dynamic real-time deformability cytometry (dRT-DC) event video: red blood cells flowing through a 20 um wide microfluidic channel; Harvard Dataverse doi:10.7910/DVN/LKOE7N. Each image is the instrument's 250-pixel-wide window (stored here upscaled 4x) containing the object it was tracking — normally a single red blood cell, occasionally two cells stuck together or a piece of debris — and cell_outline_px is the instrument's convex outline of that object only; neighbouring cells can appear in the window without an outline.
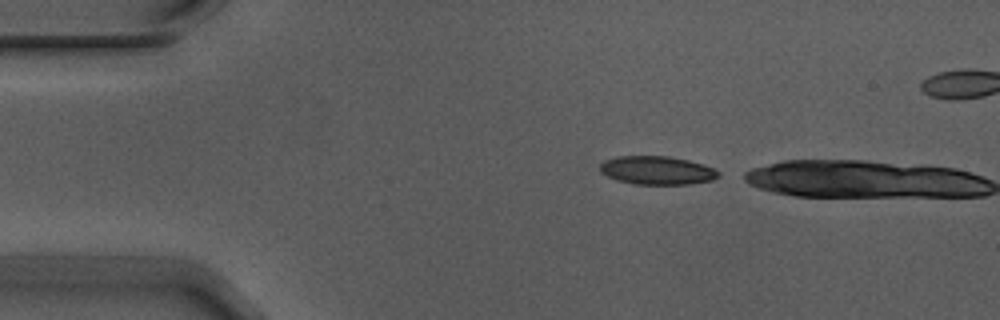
{"species": "Egyptian fruit bat (a non-hibernating species)", "species_latin": "Rousettus aegyptiacus", "temperature_condition": "warm", "stored_images_in_passage": 2, "camera_frame_rate_fps": 3000, "um_per_image_px": 0.085, "animal": {"sex": "male"}, "frame": {"image": 1, "passage_image": 1, "time_ms": 0.0, "image_size_px": [1000, 320], "cell_outline_px": [[720, 176], [712, 180], [688, 184], [636, 184], [616, 180], [600, 172], [600, 164], [604, 160], [616, 156], [668, 156], [688, 160], [704, 164], [720, 172]], "centroid_in_image_um": [55.84, 14.47], "position_along_channel_um": 29.2, "area_um2": 19.65}}